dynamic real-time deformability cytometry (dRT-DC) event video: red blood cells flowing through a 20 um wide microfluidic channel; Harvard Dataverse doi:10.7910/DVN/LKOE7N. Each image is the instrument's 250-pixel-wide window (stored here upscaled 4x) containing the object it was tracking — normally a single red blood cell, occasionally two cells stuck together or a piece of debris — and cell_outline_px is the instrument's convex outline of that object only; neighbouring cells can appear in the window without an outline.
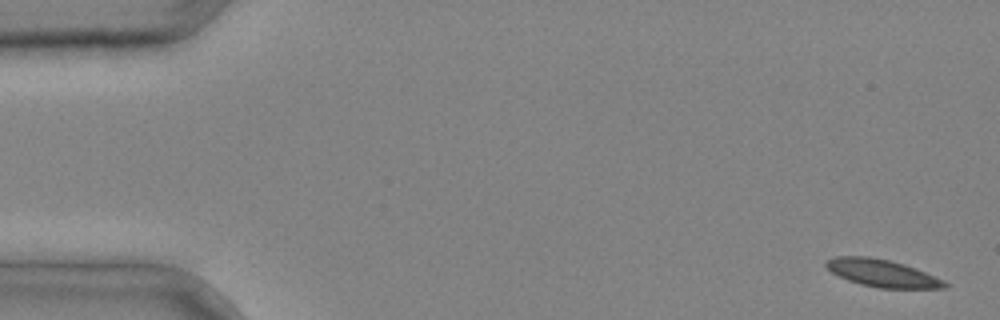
{"species": "common noctule bat (a hibernating species)", "species_latin": "Nyctalus noctula", "temperature_condition": "cold", "stored_images_in_passage": 3, "camera_frame_rate_fps": 3000, "um_per_image_px": 0.085, "animal": {"sex": "male", "body_mass_g": 20.4}, "frame": {"image": 1, "passage_image": 1, "time_ms": 0.0, "image_size_px": [1000, 320], "cell_outline_px": [[948, 288], [880, 288], [860, 284], [848, 280], [832, 272], [824, 264], [828, 260], [836, 256], [868, 256], [888, 260], [904, 264], [916, 268], [944, 280], [948, 284]], "centroid_in_image_um": [75.01, 23.22], "position_along_channel_um": 10.0, "area_um2": 18.79}}